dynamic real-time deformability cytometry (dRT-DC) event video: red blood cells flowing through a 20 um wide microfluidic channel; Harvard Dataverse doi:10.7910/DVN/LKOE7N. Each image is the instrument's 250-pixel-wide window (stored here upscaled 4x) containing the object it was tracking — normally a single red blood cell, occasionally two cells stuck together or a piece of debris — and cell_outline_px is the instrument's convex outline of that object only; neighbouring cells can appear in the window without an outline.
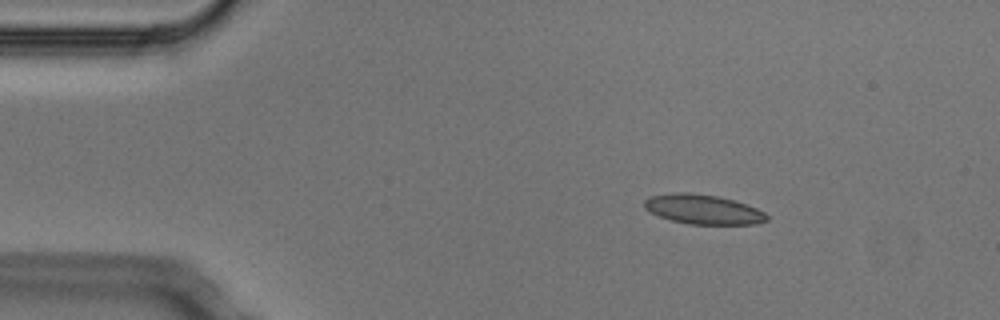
{"species": "Egyptian fruit bat (a non-hibernating species)", "species_latin": "Rousettus aegyptiacus", "temperature_condition": "cold", "stored_images_in_passage": 3, "camera_frame_rate_fps": 3000, "um_per_image_px": 0.085, "animal": {"sex": "male"}, "frame": {"image": 1, "passage_image": 1, "time_ms": 0.0, "image_size_px": [1000, 320], "cell_outline_px": [[768, 220], [756, 224], [688, 224], [672, 220], [660, 216], [644, 208], [644, 200], [648, 196], [676, 192], [688, 192], [716, 196], [736, 200], [756, 208], [764, 212], [768, 216]], "centroid_in_image_um": [59.77, 17.79], "position_along_channel_um": 25.2, "area_um2": 21.1}}